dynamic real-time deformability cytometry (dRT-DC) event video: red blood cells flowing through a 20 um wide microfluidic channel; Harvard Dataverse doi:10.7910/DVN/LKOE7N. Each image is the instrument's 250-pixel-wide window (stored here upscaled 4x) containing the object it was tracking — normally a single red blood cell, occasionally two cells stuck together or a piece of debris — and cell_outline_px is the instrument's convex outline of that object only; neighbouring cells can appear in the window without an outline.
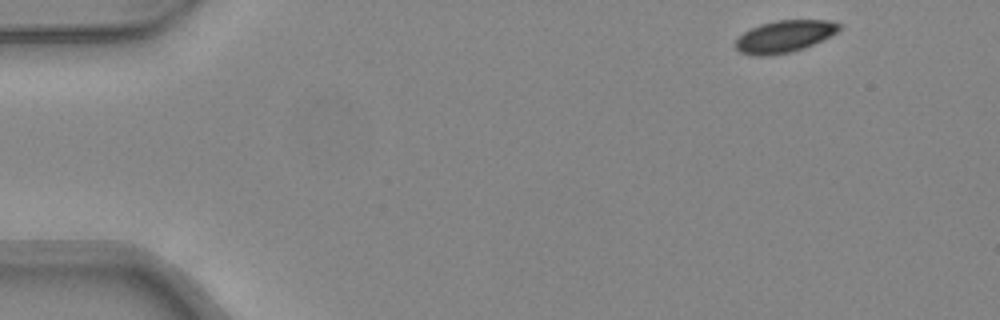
{"species": "common noctule bat (a hibernating species)", "species_latin": "Nyctalus noctula", "temperature_condition": "warm", "stored_images_in_passage": 44, "camera_frame_rate_fps": 3000, "um_per_image_px": 0.085, "animal": {"sex": "female", "body_mass_g": 24.6, "forearm_length_mm": 56.2}, "frame": {"image": 1, "passage_image": 1, "time_ms": 0.0, "image_size_px": [1000, 320], "cell_outline_px": [[840, 28], [836, 32], [804, 48], [788, 52], [768, 56], [756, 56], [740, 52], [736, 48], [736, 40], [744, 32], [760, 24], [776, 20], [828, 20], [840, 24]], "centroid_in_image_um": [66.64, 3.09], "position_along_channel_um": 18.4, "area_um2": 18.96}}
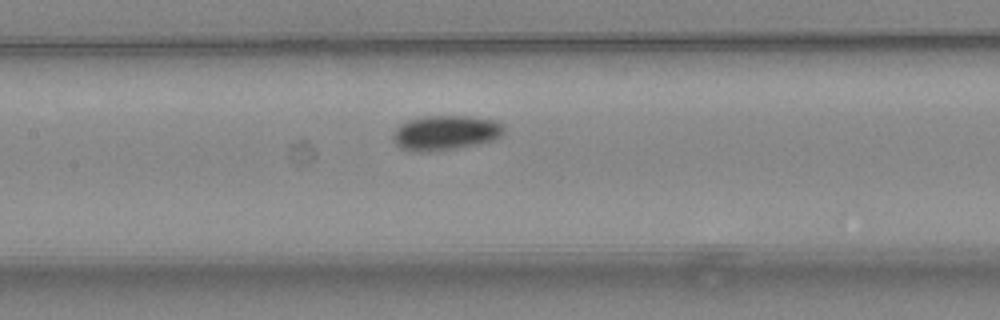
{"frame": {"image": 2, "passage_image": 19, "time_ms": 6.0, "image_size_px": [1000, 320], "cell_outline_px": [[504, 132], [500, 136], [492, 140], [476, 144], [428, 152], [420, 152], [400, 148], [392, 140], [392, 132], [400, 124], [408, 120], [424, 116], [468, 116], [492, 120], [504, 124]], "centroid_in_image_um": [37.82, 11.28], "position_along_channel_um": 169.6, "area_um2": 22.37}}
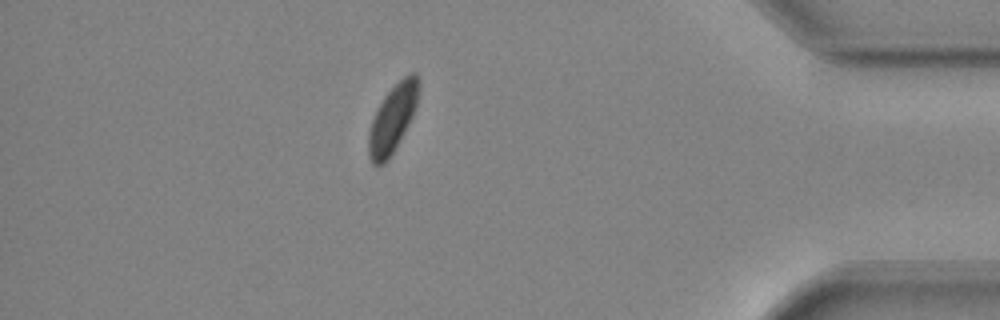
{"frame": {"image": 3, "passage_image": 38, "time_ms": 12.333, "image_size_px": [1000, 320], "cell_outline_px": [[420, 84], [416, 104], [412, 116], [408, 124], [388, 160], [384, 164], [372, 164], [368, 156], [368, 136], [372, 120], [384, 96], [404, 76], [412, 72], [416, 72], [420, 80]], "centroid_in_image_um": [33.37, 10.07], "position_along_channel_um": 401.8, "area_um2": 19.36}, "authors_computed_cell_mechanics": {"area_um2": 20.5768, "velocity_mm_per_s": 4.3176, "shape_relaxation_time_tau1_ms": 2.6091, "shape_relaxation_time_tau2_ms": null, "deformation_change_tau1": 0.0725, "deformation_change_tau2": null}}